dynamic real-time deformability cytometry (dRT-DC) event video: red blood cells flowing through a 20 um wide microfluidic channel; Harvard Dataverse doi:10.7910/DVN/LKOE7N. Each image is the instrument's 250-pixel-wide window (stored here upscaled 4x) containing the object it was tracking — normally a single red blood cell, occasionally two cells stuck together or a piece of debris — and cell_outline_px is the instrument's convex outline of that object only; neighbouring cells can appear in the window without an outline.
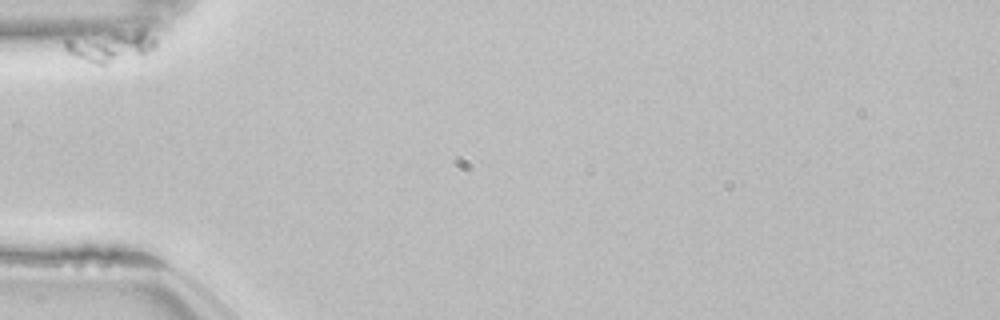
{"species": "common noctule bat (a hibernating species)", "species_latin": "Nyctalus noctula", "temperature_condition": "room temperature", "stored_images_in_passage": 29, "camera_frame_rate_fps": 3000, "um_per_image_px": 0.085, "animal": {"sex": "female", "body_mass_g": 22.7, "forearm_length_mm": 54.2}, "frame": {"image": 1, "passage_image": 1, "time_ms": 0.0, "image_size_px": [1000, 320], "cell_outline_px": [[156, 44], [152, 48], [144, 52], [104, 68], [76, 56], [68, 52], [64, 48], [64, 40], [136, 32], [144, 32], [156, 40]], "centroid_in_image_um": [9.35, 4.04], "position_along_channel_um": 75.7, "area_um2": 14.97}}
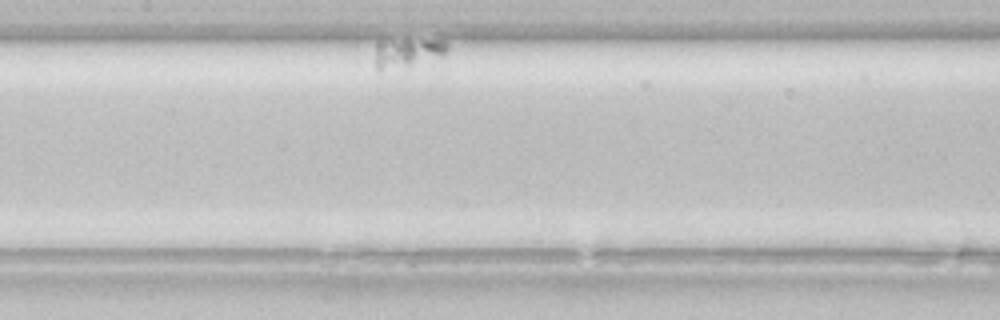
{"frame": {"image": 2, "passage_image": 19, "time_ms": 6.0, "image_size_px": [1000, 320], "cell_outline_px": [[448, 52], [444, 56], [380, 72], [376, 68], [376, 40], [444, 40], [448, 44]], "centroid_in_image_um": [34.63, 4.46], "position_along_channel_um": 172.8, "area_um2": 12.31}}